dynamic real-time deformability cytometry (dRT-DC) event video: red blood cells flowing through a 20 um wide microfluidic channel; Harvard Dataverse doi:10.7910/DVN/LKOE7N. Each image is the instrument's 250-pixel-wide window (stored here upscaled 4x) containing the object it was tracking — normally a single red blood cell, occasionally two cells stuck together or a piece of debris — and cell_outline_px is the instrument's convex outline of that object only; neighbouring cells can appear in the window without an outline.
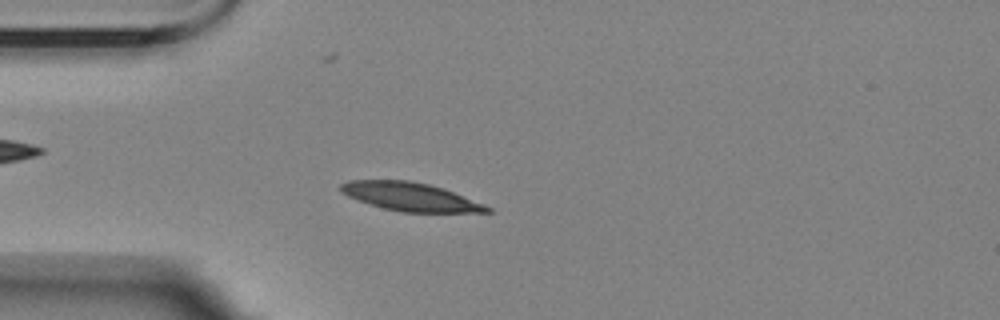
{"species": "Egyptian fruit bat (a non-hibernating species)", "species_latin": "Rousettus aegyptiacus", "temperature_condition": "room temperature", "stored_images_in_passage": 5, "camera_frame_rate_fps": 3000, "um_per_image_px": 0.085, "animal": {"sex": "female"}, "frame": {"image": 1, "passage_image": 4, "time_ms": 3.333, "image_size_px": [1000, 320], "cell_outline_px": [[492, 212], [400, 212], [384, 208], [356, 200], [340, 192], [340, 184], [348, 180], [408, 180], [428, 184], [444, 188], [484, 204], [492, 208]], "centroid_in_image_um": [34.86, 16.72], "position_along_channel_um": 50.1, "area_um2": 24.22}}